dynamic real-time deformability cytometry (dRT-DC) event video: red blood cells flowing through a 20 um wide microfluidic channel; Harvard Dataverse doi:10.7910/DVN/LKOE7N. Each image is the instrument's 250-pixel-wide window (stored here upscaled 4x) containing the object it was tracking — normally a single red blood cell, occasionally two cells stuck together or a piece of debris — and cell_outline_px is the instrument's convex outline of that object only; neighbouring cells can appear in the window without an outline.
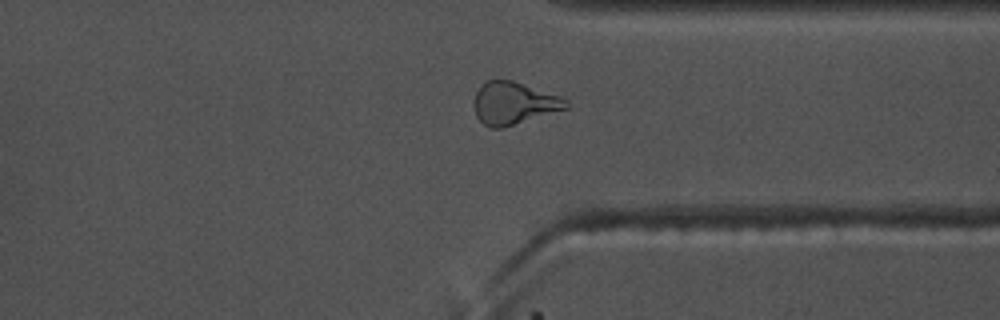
{"species": "common noctule bat (a hibernating species)", "species_latin": "Nyctalus noctula", "temperature_condition": "warm", "stored_images_in_passage": 48, "camera_frame_rate_fps": 3000, "um_per_image_px": 0.085, "animal": {"sex": "male", "body_mass_g": 17.5, "forearm_length_mm": 52.3}, "frame": {"image": 1, "passage_image": 35, "time_ms": 11.333, "image_size_px": [1000, 320], "cell_outline_px": [[568, 108], [504, 128], [492, 128], [484, 124], [476, 116], [472, 104], [476, 92], [480, 84], [488, 80], [512, 80], [560, 96], [568, 100]], "centroid_in_image_um": [43.64, 8.78], "position_along_channel_um": 367.8, "area_um2": 22.89}, "authors_computed_cell_mechanics": {"area_um2": 21.5883, "velocity_mm_per_s": 3.7357, "shape_relaxation_time_tau1_ms": 4.7833, "shape_relaxation_time_tau2_ms": 2.6598, "deformation_change_tau1": 0.1919, "deformation_change_tau2": 0.1124}}